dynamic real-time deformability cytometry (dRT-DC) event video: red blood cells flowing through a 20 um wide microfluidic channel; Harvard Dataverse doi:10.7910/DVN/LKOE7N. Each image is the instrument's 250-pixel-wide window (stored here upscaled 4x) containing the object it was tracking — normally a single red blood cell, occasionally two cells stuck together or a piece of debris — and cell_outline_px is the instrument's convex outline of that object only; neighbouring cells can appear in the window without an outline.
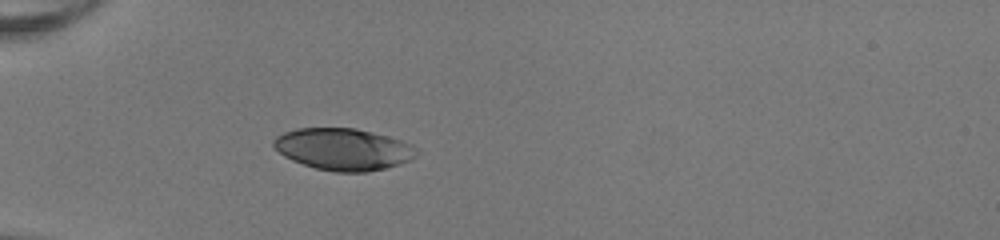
{"species": "human", "species_latin": "Homo sapiens", "temperature_condition": "room temperature", "stored_images_in_passage": 35, "camera_frame_rate_fps": 3000, "um_per_image_px": 0.085, "donor": {"sex": "female"}, "frame": {"image": 1, "passage_image": 1, "time_ms": 0.0, "image_size_px": [1000, 240], "cell_outline_px": [[420, 148], [408, 160], [400, 164], [368, 172], [336, 172], [316, 168], [292, 160], [284, 156], [272, 148], [272, 140], [276, 136], [284, 132], [296, 128], [356, 128], [388, 136], [412, 144]], "centroid_in_image_um": [29.14, 12.67], "position_along_channel_um": 55.9, "area_um2": 34.91}}
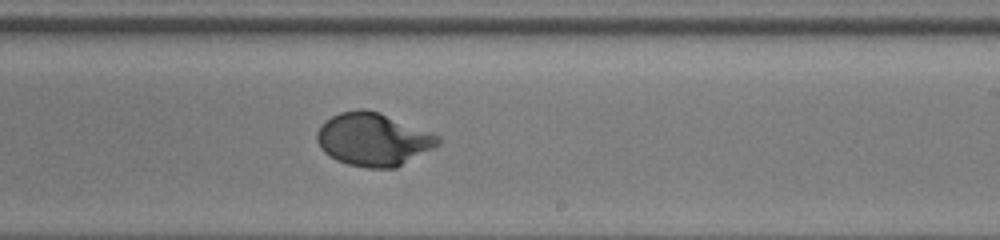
{"frame": {"image": 2, "passage_image": 17, "time_ms": 5.333, "image_size_px": [1000, 240], "cell_outline_px": [[444, 140], [440, 144], [396, 168], [368, 168], [348, 164], [336, 160], [324, 152], [320, 148], [316, 140], [316, 132], [320, 124], [324, 120], [340, 112], [360, 108], [364, 108], [380, 112], [432, 132], [440, 136]], "centroid_in_image_um": [31.72, 11.83], "position_along_channel_um": 257.3, "area_um2": 37.8}}
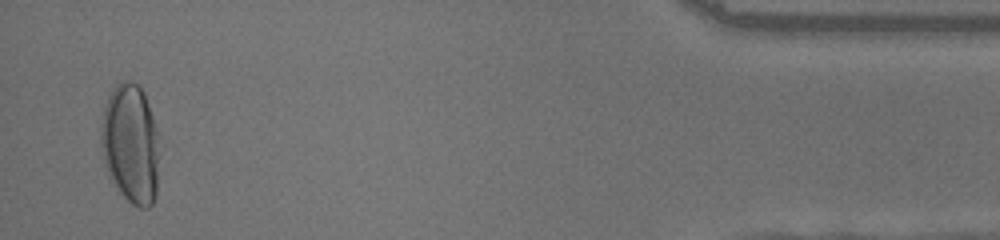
{"frame": {"image": 3, "passage_image": 34, "time_ms": 11.0, "image_size_px": [1000, 240], "cell_outline_px": [[156, 192], [152, 204], [148, 208], [140, 208], [132, 204], [120, 192], [112, 180], [104, 160], [100, 144], [100, 124], [104, 108], [108, 96], [112, 88], [120, 80], [128, 80], [136, 84], [144, 92], [156, 128]], "centroid_in_image_um": [11.05, 12.18], "position_along_channel_um": 424.2, "area_um2": 39.94}, "authors_computed_cell_mechanics": {"area_um2": 36.4718, "velocity_mm_per_s": 4.0846, "shape_relaxation_time_tau1_ms": 3.756, "shape_relaxation_time_tau2_ms": null, "deformation_change_tau1": 0.1879, "deformation_change_tau2": null}}